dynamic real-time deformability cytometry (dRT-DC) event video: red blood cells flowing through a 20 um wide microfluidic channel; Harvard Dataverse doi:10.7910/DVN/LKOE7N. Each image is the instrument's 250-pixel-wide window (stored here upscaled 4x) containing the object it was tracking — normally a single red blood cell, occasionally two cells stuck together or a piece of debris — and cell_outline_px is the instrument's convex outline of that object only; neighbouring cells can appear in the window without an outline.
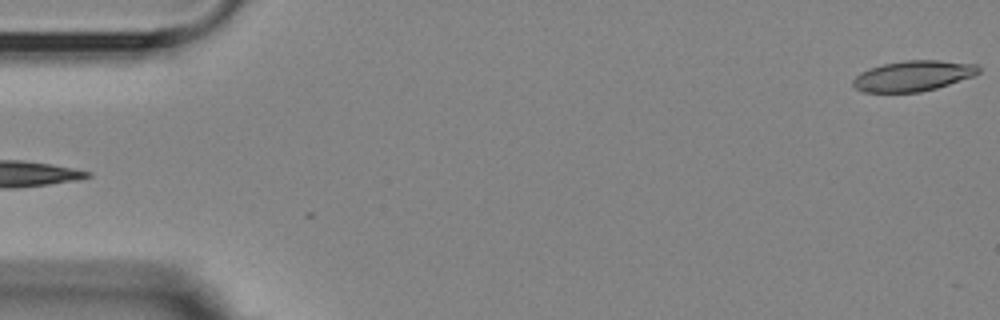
{"species": "Egyptian fruit bat (a non-hibernating species)", "species_latin": "Rousettus aegyptiacus", "temperature_condition": "room temperature", "stored_images_in_passage": 6, "camera_frame_rate_fps": 3000, "um_per_image_px": 0.085, "animal": {"sex": "female"}, "frame": {"image": 1, "passage_image": 1, "time_ms": 0.0, "image_size_px": [1000, 320], "cell_outline_px": [[980, 72], [972, 76], [936, 88], [920, 92], [864, 92], [856, 88], [852, 84], [852, 80], [860, 72], [868, 68], [884, 64], [904, 60], [940, 60], [976, 64], [980, 68]], "centroid_in_image_um": [77.59, 6.44], "position_along_channel_um": 7.4, "area_um2": 22.25}}
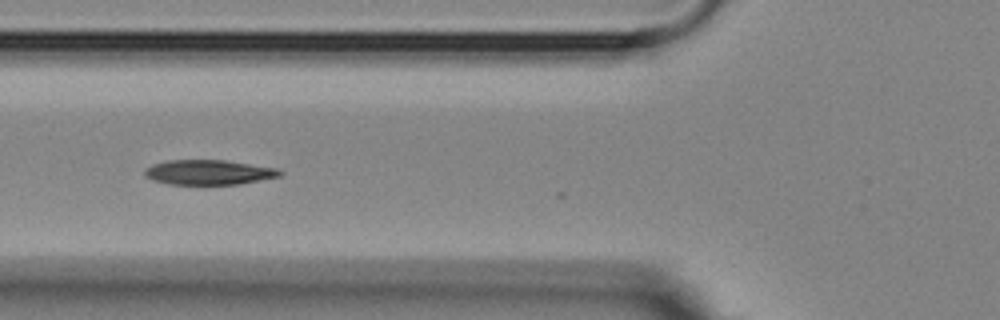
{"frame": {"image": 2, "passage_image": 3, "time_ms": 0.667, "image_size_px": [1000, 320], "cell_outline_px": [[284, 172], [280, 176], [240, 184], [168, 184], [152, 180], [144, 176], [144, 168], [152, 164], [168, 160], [224, 160], [276, 168]], "centroid_in_image_um": [17.7, 14.64], "position_along_channel_um": 108.1, "area_um2": 19.59}}